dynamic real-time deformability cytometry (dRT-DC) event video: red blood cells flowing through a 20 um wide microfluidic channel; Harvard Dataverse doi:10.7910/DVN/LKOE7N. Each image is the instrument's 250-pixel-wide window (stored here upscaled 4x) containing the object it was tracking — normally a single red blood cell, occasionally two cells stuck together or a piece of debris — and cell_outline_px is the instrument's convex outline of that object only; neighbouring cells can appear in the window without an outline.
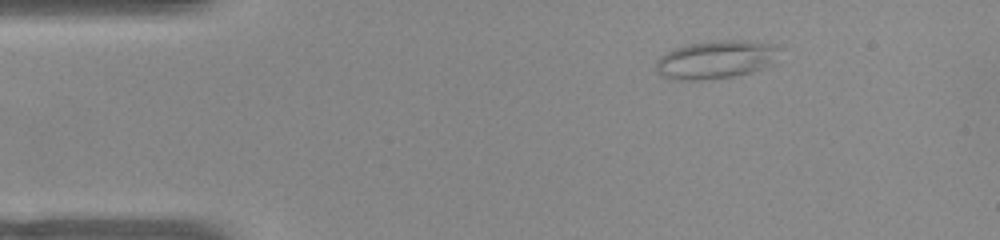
{"species": "common noctule bat (a hibernating species)", "species_latin": "Nyctalus noctula", "temperature_condition": "warm", "stored_images_in_passage": 27, "camera_frame_rate_fps": 3000, "um_per_image_px": 0.085, "animal": {"sex": "female", "body_mass_g": 22.0, "forearm_length_mm": 56.7}, "frame": {"image": 1, "passage_image": 1, "time_ms": 0.0, "image_size_px": [1000, 240], "cell_outline_px": [[780, 48], [772, 64], [752, 72], [736, 76], [700, 80], [672, 80], [660, 76], [656, 72], [656, 60], [660, 56], [676, 48], [688, 44], [716, 40], [748, 40], [780, 44]], "centroid_in_image_um": [60.86, 5.06], "position_along_channel_um": 24.1, "area_um2": 27.86}}
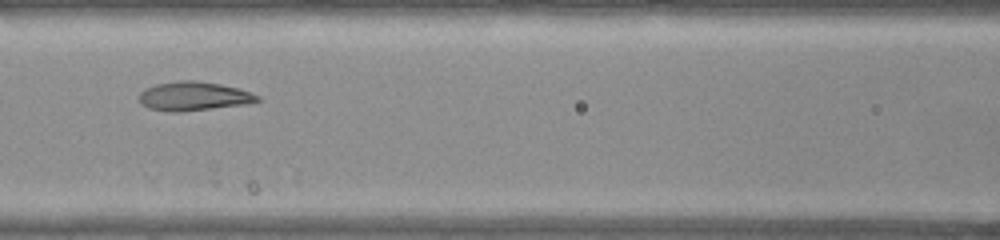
{"frame": {"image": 2, "passage_image": 16, "time_ms": 5.0, "image_size_px": [1000, 240], "cell_outline_px": [[260, 100], [244, 104], [180, 112], [172, 112], [148, 108], [140, 104], [140, 92], [144, 88], [156, 84], [180, 80], [196, 80], [220, 84], [240, 88], [260, 96]], "centroid_in_image_um": [16.44, 8.17], "position_along_channel_um": 150.2, "area_um2": 19.94}}